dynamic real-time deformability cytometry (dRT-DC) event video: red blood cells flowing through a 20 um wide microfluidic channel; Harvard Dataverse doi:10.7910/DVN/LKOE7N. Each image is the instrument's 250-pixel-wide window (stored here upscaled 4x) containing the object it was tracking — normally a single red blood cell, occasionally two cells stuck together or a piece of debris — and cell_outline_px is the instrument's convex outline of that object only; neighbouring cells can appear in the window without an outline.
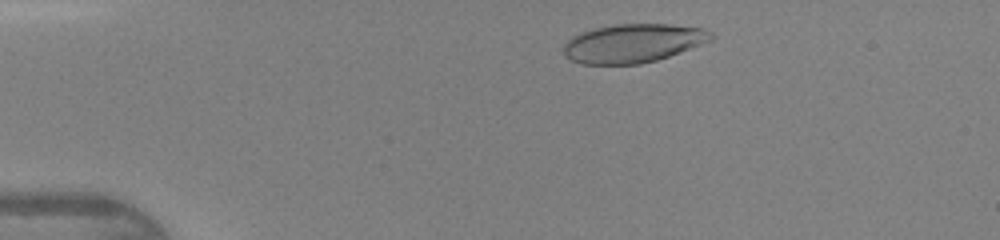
{"species": "human", "species_latin": "Homo sapiens", "temperature_condition": "warm", "stored_images_in_passage": 36, "camera_frame_rate_fps": 3000, "um_per_image_px": 0.085, "donor": {"sex": "female"}, "frame": {"image": 1, "passage_image": 4, "time_ms": 1.0, "image_size_px": [1000, 240], "cell_outline_px": [[716, 36], [712, 40], [668, 56], [656, 60], [640, 64], [580, 64], [564, 56], [564, 44], [572, 36], [580, 32], [592, 28], [612, 24], [668, 24], [704, 28], [712, 32]], "centroid_in_image_um": [53.79, 3.66], "position_along_channel_um": 31.2, "area_um2": 33.41}}
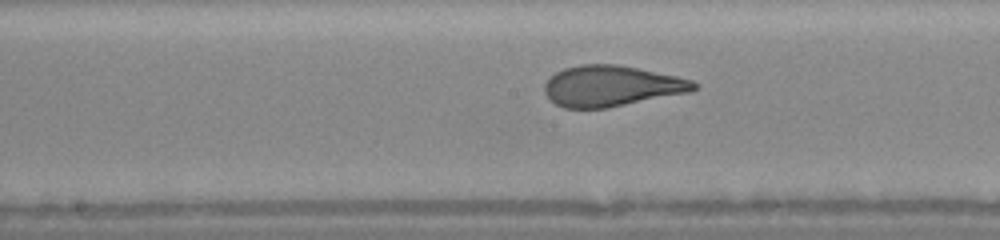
{"frame": {"image": 2, "passage_image": 19, "time_ms": 6.0, "image_size_px": [1000, 240], "cell_outline_px": [[696, 88], [688, 92], [608, 108], [564, 108], [556, 104], [544, 92], [544, 84], [556, 72], [564, 68], [580, 64], [616, 64], [676, 76], [692, 80], [696, 84]], "centroid_in_image_um": [51.94, 7.31], "position_along_channel_um": 196.3, "area_um2": 35.14}}
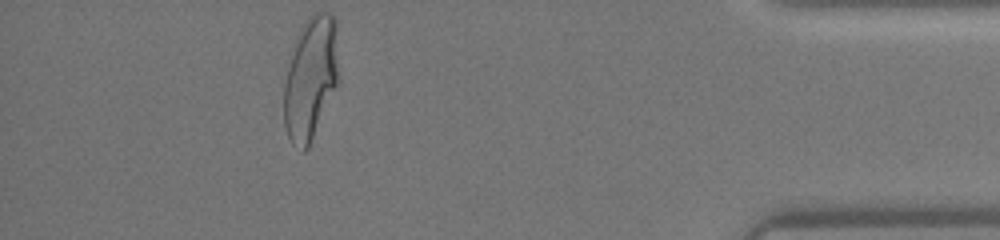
{"frame": {"image": 3, "passage_image": 36, "time_ms": 11.667, "image_size_px": [1000, 240], "cell_outline_px": [[336, 84], [308, 148], [304, 152], [292, 144], [288, 136], [284, 124], [284, 84], [292, 44], [300, 28], [308, 16], [312, 12], [328, 12], [336, 20]], "centroid_in_image_um": [26.34, 6.61], "position_along_channel_um": 408.9, "area_um2": 38.67}}